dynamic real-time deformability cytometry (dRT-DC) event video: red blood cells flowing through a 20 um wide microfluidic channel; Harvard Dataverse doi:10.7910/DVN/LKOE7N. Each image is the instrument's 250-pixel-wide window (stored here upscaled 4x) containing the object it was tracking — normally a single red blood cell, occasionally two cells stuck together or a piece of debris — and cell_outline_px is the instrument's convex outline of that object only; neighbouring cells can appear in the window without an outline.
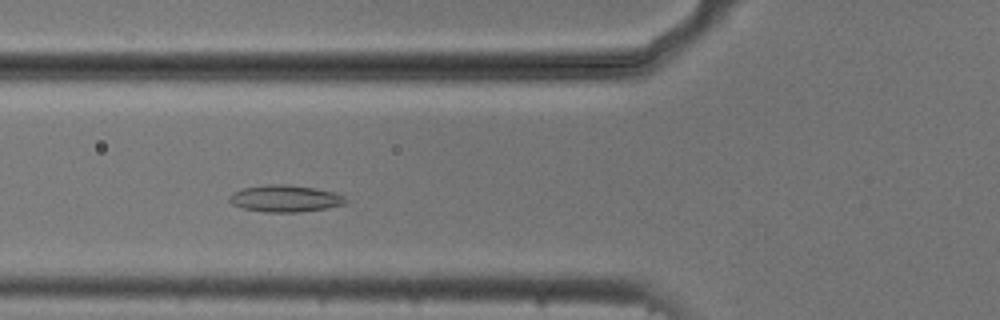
{"species": "common noctule bat (a hibernating species)", "species_latin": "Nyctalus noctula", "temperature_condition": "cold", "stored_images_in_passage": 38, "camera_frame_rate_fps": 3000, "um_per_image_px": 0.085, "animal": {"sex": "male", "body_mass_g": 20.5, "forearm_length_mm": 52.5}, "frame": {"image": 1, "passage_image": 11, "time_ms": 3.333, "image_size_px": [1000, 320], "cell_outline_px": [[348, 200], [344, 204], [324, 208], [300, 212], [264, 212], [240, 208], [232, 204], [228, 200], [228, 196], [232, 192], [244, 188], [268, 184], [288, 184], [316, 188], [332, 192], [344, 196]], "centroid_in_image_um": [24.19, 16.87], "position_along_channel_um": 101.6, "area_um2": 18.26}}
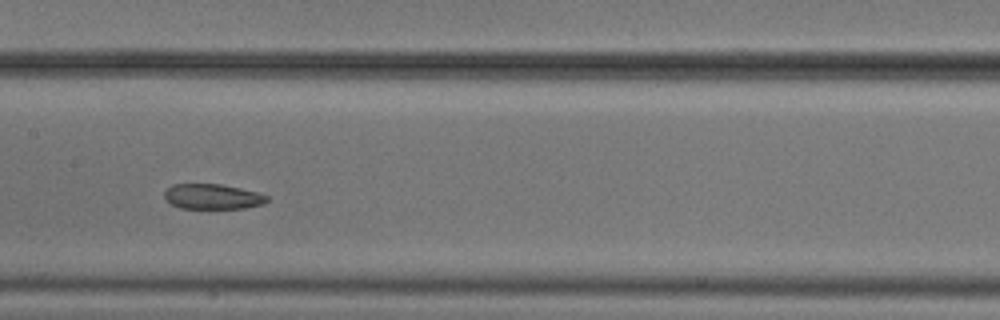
{"frame": {"image": 2, "passage_image": 18, "time_ms": 5.667, "image_size_px": [1000, 320], "cell_outline_px": [[268, 200], [264, 204], [244, 208], [180, 208], [172, 204], [164, 196], [164, 192], [172, 184], [220, 184], [240, 188], [256, 192], [268, 196]], "centroid_in_image_um": [18.07, 16.71], "position_along_channel_um": 189.3, "area_um2": 14.91}}
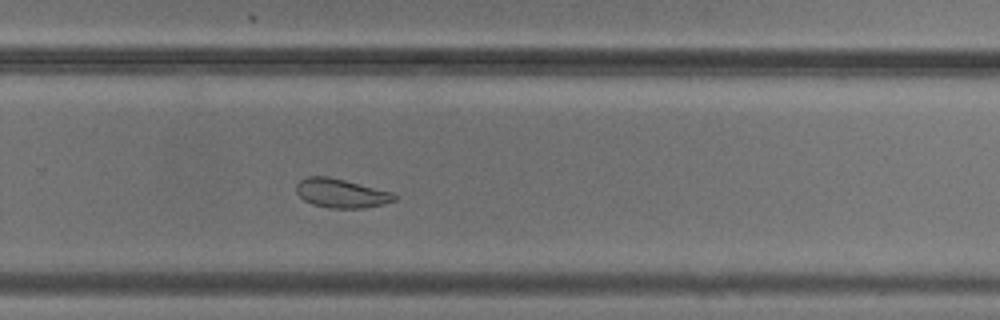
{"frame": {"image": 3, "passage_image": 27, "time_ms": 8.667, "image_size_px": [1000, 320], "cell_outline_px": [[396, 200], [384, 204], [364, 208], [328, 208], [312, 204], [304, 200], [296, 192], [296, 184], [300, 180], [308, 176], [328, 176], [392, 192], [396, 196]], "centroid_in_image_um": [28.98, 16.43], "position_along_channel_um": 300.8, "area_um2": 16.53}, "authors_computed_cell_mechanics": {"area_um2": 17.918, "velocity_mm_per_s": 3.7396, "shape_relaxation_time_tau1_ms": null, "shape_relaxation_time_tau2_ms": 2.6621, "deformation_change_tau1": null, "deformation_change_tau2": 0.0871}}